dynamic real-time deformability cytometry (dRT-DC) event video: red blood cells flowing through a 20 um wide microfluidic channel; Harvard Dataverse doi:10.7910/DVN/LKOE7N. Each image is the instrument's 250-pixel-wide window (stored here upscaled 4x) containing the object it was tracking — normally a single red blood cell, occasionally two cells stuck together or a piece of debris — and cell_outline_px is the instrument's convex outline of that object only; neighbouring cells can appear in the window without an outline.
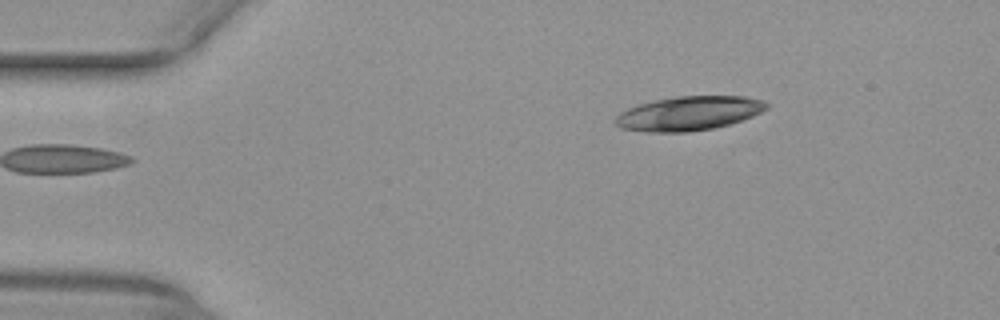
{"species": "common noctule bat (a hibernating species)", "species_latin": "Nyctalus noctula", "temperature_condition": "warm", "stored_images_in_passage": 44, "camera_frame_rate_fps": 3000, "um_per_image_px": 0.085, "animal": {"sex": "female", "body_mass_g": 29.2, "forearm_length_mm": 56.3}, "frame": {"image": 1, "passage_image": 1, "time_ms": 0.0, "image_size_px": [1000, 320], "cell_outline_px": [[768, 108], [752, 116], [732, 124], [716, 128], [688, 132], [644, 132], [620, 128], [616, 124], [616, 116], [620, 112], [628, 108], [652, 100], [676, 96], [744, 96], [760, 100], [768, 104]], "centroid_in_image_um": [58.54, 9.64], "position_along_channel_um": 26.5, "area_um2": 30.23}}